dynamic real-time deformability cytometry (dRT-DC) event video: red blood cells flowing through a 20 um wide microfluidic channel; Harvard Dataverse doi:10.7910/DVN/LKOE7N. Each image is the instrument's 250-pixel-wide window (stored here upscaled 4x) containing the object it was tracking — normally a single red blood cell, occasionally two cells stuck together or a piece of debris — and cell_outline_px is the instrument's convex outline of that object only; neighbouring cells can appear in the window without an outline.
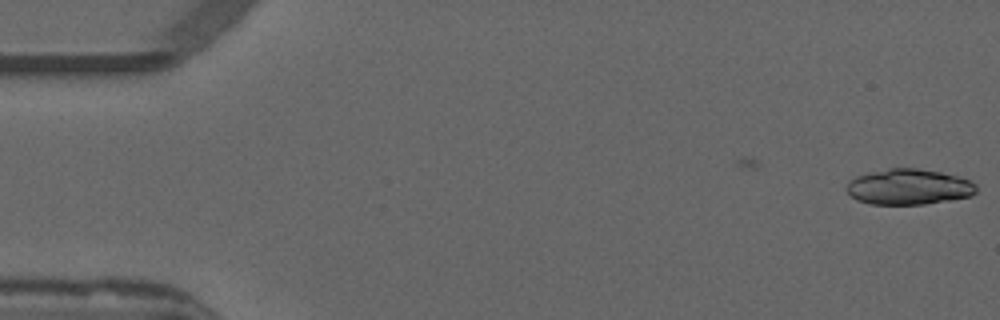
{"species": "common noctule bat (a hibernating species)", "species_latin": "Nyctalus noctula", "temperature_condition": "warm", "stored_images_in_passage": 6, "camera_frame_rate_fps": 3000, "um_per_image_px": 0.085, "animal": {"sex": "male", "forearm_length_mm": 52.5}, "frame": {"image": 1, "passage_image": 6, "time_ms": 1.667, "image_size_px": [1000, 320], "cell_outline_px": [[976, 192], [972, 196], [924, 204], [872, 204], [856, 200], [848, 192], [848, 180], [856, 176], [888, 168], [916, 168], [940, 172], [956, 176], [968, 180], [976, 184]], "centroid_in_image_um": [77.24, 15.88], "position_along_channel_um": 7.8, "area_um2": 26.7}}